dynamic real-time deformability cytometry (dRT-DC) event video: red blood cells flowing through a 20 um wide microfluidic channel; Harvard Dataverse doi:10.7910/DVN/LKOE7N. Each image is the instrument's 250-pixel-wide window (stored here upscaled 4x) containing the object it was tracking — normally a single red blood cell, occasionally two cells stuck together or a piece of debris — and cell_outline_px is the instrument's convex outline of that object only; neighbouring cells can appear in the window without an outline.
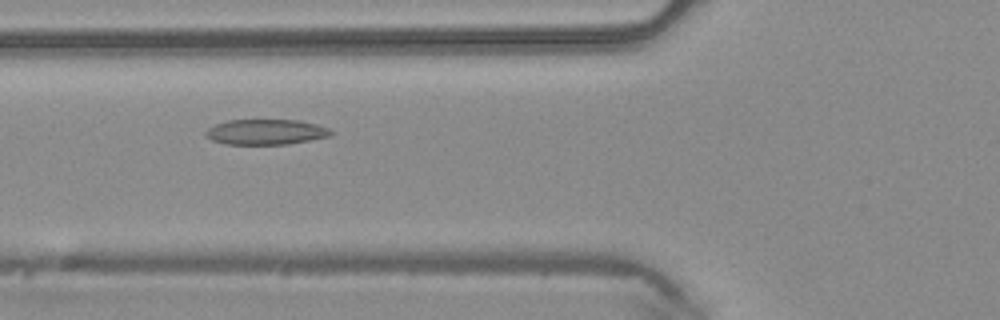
{"species": "common noctule bat (a hibernating species)", "species_latin": "Nyctalus noctula", "temperature_condition": "warm", "stored_images_in_passage": 43, "camera_frame_rate_fps": 3000, "um_per_image_px": 0.085, "animal": {"sex": "male", "body_mass_g": 20.4}, "frame": {"image": 1, "passage_image": 16, "time_ms": 5.0, "image_size_px": [1000, 320], "cell_outline_px": [[336, 132], [328, 136], [312, 140], [288, 144], [224, 144], [212, 140], [204, 136], [204, 132], [208, 128], [216, 124], [228, 120], [300, 120], [316, 124], [328, 128]], "centroid_in_image_um": [22.6, 11.22], "position_along_channel_um": 103.2, "area_um2": 18.61}}
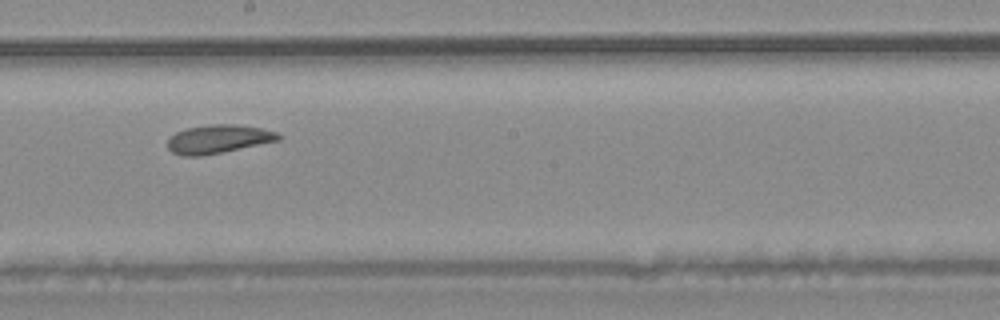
{"frame": {"image": 2, "passage_image": 25, "time_ms": 8.0, "image_size_px": [1000, 320], "cell_outline_px": [[284, 136], [280, 140], [200, 156], [180, 156], [172, 152], [168, 148], [168, 140], [176, 132], [188, 128], [212, 124], [236, 124], [260, 128], [276, 132]], "centroid_in_image_um": [18.56, 11.82], "position_along_channel_um": 229.6, "area_um2": 18.21}}
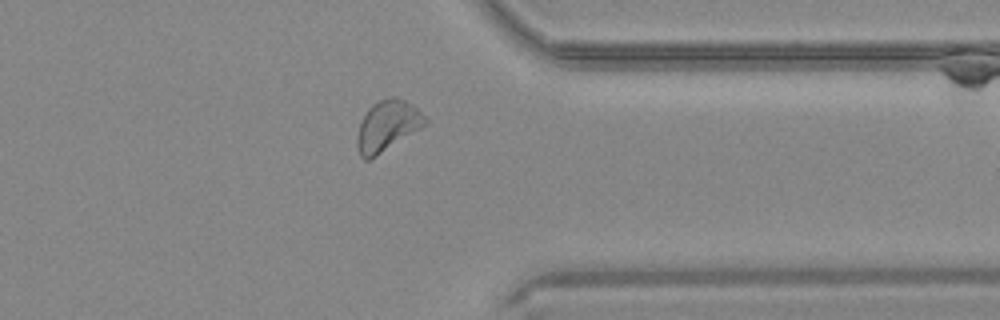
{"frame": {"image": 3, "passage_image": 36, "time_ms": 11.667, "image_size_px": [1000, 320], "cell_outline_px": [[428, 124], [376, 156], [368, 160], [364, 160], [360, 156], [356, 144], [356, 136], [360, 124], [368, 108], [372, 104], [380, 100], [392, 96], [396, 96], [412, 104], [428, 120]], "centroid_in_image_um": [32.92, 10.7], "position_along_channel_um": 378.5, "area_um2": 20.06}}